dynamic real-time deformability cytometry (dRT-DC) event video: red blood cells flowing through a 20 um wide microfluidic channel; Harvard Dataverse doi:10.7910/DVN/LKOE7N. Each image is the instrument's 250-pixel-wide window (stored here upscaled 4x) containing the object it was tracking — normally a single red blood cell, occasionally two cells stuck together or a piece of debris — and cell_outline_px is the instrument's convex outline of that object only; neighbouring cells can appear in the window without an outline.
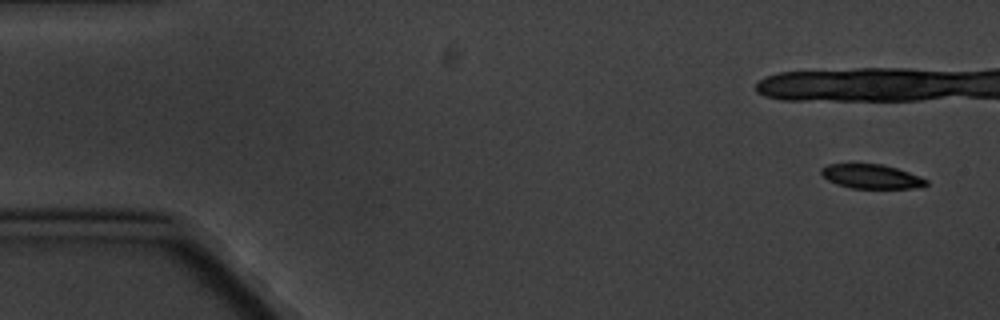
{"species": "common noctule bat (a hibernating species)", "species_latin": "Nyctalus noctula", "temperature_condition": "cold", "stored_images_in_passage": 5, "camera_frame_rate_fps": 3000, "um_per_image_px": 0.085, "animal": {"sex": "male", "body_mass_g": 20.1, "forearm_length_mm": 53.5}, "frame": {"image": 1, "passage_image": 1, "time_ms": 0.0, "image_size_px": [1000, 320], "cell_outline_px": [[928, 184], [912, 188], [852, 188], [836, 184], [828, 180], [820, 172], [820, 168], [828, 164], [880, 164], [896, 168], [908, 172], [928, 180]], "centroid_in_image_um": [74.03, 15.0], "position_along_channel_um": 11.0, "area_um2": 14.62}}